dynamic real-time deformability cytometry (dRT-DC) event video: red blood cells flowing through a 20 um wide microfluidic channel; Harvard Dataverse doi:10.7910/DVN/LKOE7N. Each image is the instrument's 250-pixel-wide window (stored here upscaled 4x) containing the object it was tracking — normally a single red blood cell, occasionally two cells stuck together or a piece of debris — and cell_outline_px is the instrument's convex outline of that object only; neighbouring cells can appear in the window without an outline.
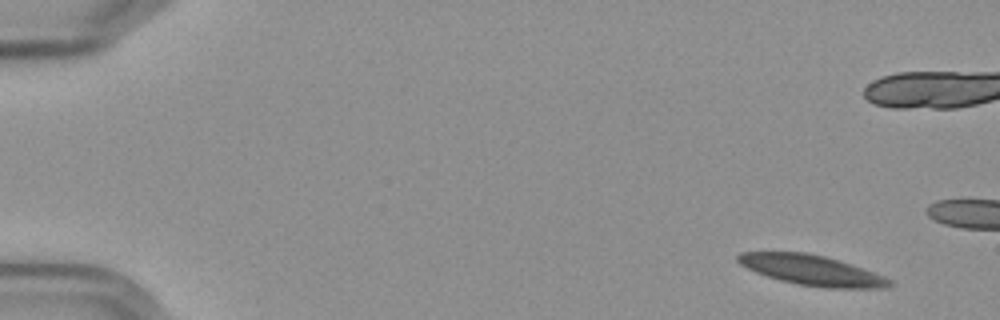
{"species": "Egyptian fruit bat (a non-hibernating species)", "species_latin": "Rousettus aegyptiacus", "temperature_condition": "cold", "stored_images_in_passage": 5, "camera_frame_rate_fps": 3000, "um_per_image_px": 0.085, "frame": {"image": 1, "passage_image": 1, "time_ms": 0.0, "image_size_px": [1000, 320], "cell_outline_px": [[892, 284], [888, 288], [828, 288], [800, 284], [780, 280], [756, 272], [740, 264], [736, 260], [736, 256], [740, 252], [808, 252], [824, 256], [852, 264], [884, 276], [892, 280]], "centroid_in_image_um": [69.02, 22.96], "position_along_channel_um": 16.0, "area_um2": 26.53}}